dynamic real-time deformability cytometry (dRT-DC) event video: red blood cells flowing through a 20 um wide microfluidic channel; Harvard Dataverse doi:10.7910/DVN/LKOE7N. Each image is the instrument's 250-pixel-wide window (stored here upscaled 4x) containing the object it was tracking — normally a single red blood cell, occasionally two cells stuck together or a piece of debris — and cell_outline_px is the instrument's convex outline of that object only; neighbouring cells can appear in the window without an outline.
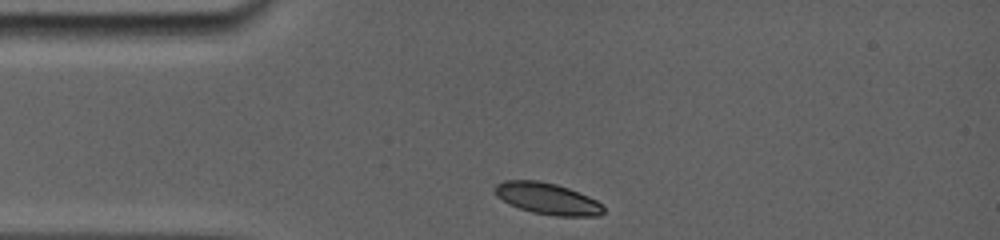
{"species": "common noctule bat (a hibernating species)", "species_latin": "Nyctalus noctula", "temperature_condition": "room temperature", "stored_images_in_passage": 16, "camera_frame_rate_fps": 5000, "um_per_image_px": 0.085, "animal": {"sex": "female", "body_mass_g": 19.0, "forearm_length_mm": 56.7}, "frame": {"image": 1, "passage_image": 1, "time_ms": 0.0, "image_size_px": [1000, 240], "cell_outline_px": [[604, 212], [600, 216], [556, 216], [532, 212], [508, 204], [496, 196], [492, 188], [496, 184], [504, 180], [540, 180], [556, 184], [568, 188], [588, 196], [604, 204]], "centroid_in_image_um": [46.51, 16.88], "position_along_channel_um": 38.5, "area_um2": 20.17}}
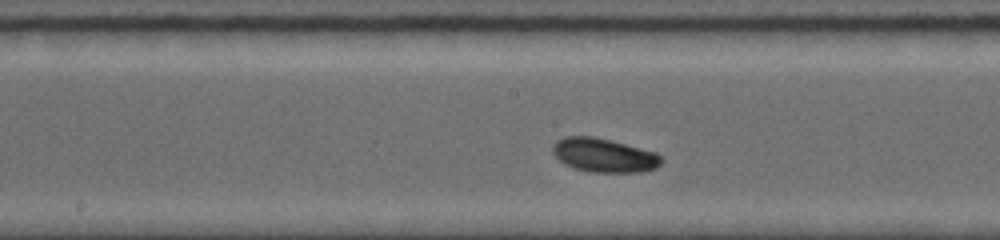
{"frame": {"image": 2, "passage_image": 10, "time_ms": 4.8, "image_size_px": [1000, 240], "cell_outline_px": [[664, 160], [656, 168], [640, 172], [588, 172], [564, 164], [552, 152], [552, 148], [560, 140], [568, 136], [592, 136], [656, 152]], "centroid_in_image_um": [51.37, 13.21], "position_along_channel_um": 196.8, "area_um2": 21.1}}
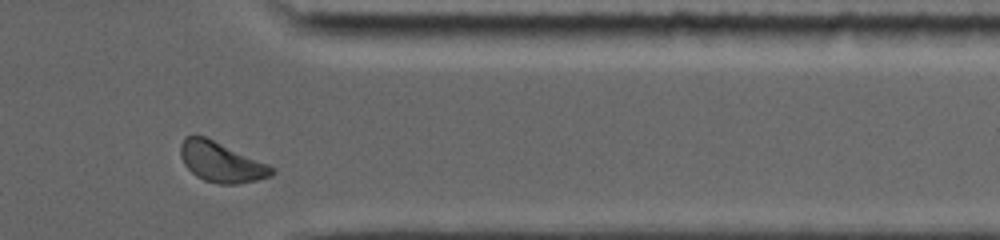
{"frame": {"image": 3, "passage_image": 16, "time_ms": 10.0, "image_size_px": [1000, 240], "cell_outline_px": [[276, 172], [272, 176], [256, 180], [236, 184], [220, 184], [204, 180], [196, 176], [184, 164], [180, 156], [180, 144], [184, 136], [204, 136], [268, 164], [276, 168]], "centroid_in_image_um": [18.8, 13.78], "position_along_channel_um": 392.6, "area_um2": 21.21}, "authors_computed_cell_mechanics": {"area_um2": 20.8369, "velocity_mm_per_s": 3.7654, "shape_relaxation_time_tau1_ms": 1.3566, "shape_relaxation_time_tau2_ms": null, "deformation_change_tau1": 0.0732, "deformation_change_tau2": null}}